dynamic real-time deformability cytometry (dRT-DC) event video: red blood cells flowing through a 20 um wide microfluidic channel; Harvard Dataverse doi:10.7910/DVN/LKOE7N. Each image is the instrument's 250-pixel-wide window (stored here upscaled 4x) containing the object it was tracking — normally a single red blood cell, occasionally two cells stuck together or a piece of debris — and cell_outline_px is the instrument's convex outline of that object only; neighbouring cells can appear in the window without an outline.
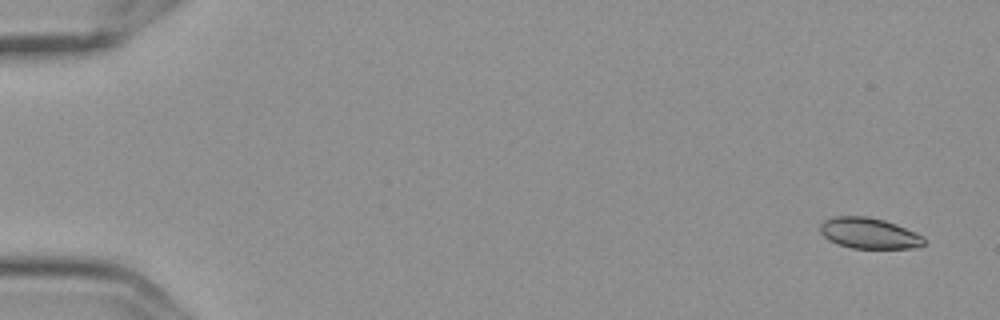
{"species": "Egyptian fruit bat (a non-hibernating species)", "species_latin": "Rousettus aegyptiacus", "temperature_condition": "cold", "stored_images_in_passage": 10, "camera_frame_rate_fps": 3000, "um_per_image_px": 0.085, "frame": {"image": 1, "passage_image": 1, "time_ms": 0.0, "image_size_px": [1000, 320], "cell_outline_px": [[924, 244], [920, 248], [852, 248], [828, 240], [820, 232], [820, 224], [824, 220], [832, 216], [868, 216], [884, 220], [896, 224], [916, 232], [924, 236]], "centroid_in_image_um": [73.88, 19.82], "position_along_channel_um": 11.1, "area_um2": 18.79}}
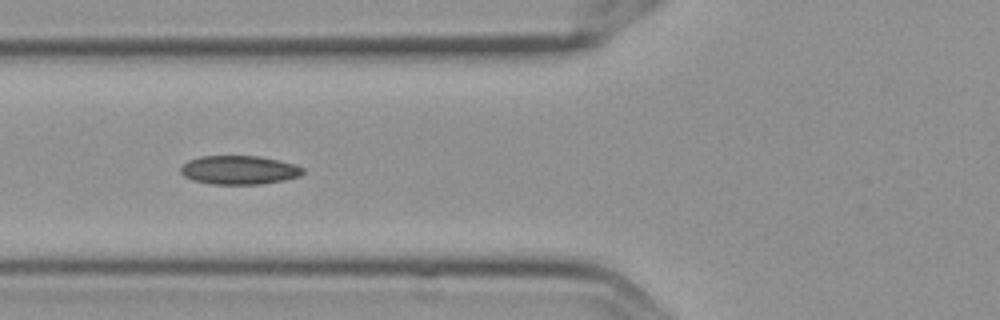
{"frame": {"image": 2, "passage_image": 7, "time_ms": 2.0, "image_size_px": [1000, 320], "cell_outline_px": [[304, 172], [300, 176], [284, 180], [260, 184], [212, 184], [192, 180], [184, 176], [180, 172], [180, 168], [188, 160], [200, 156], [260, 156], [292, 164], [304, 168]], "centroid_in_image_um": [20.3, 14.45], "position_along_channel_um": 105.5, "area_um2": 20.4}}
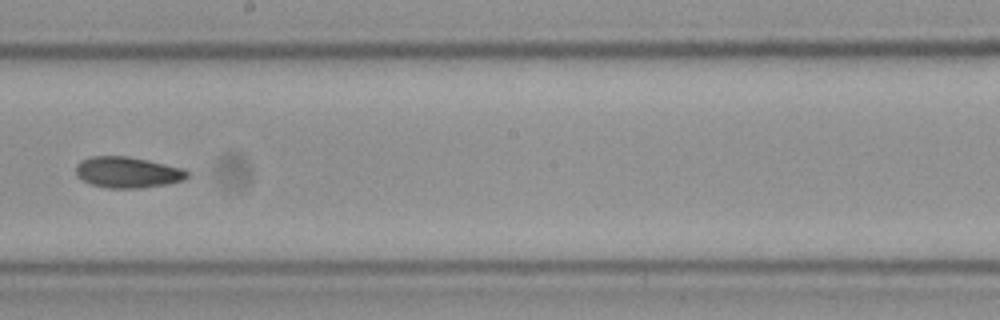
{"frame": {"image": 3, "passage_image": 10, "time_ms": 3.0, "image_size_px": [1000, 320], "cell_outline_px": [[188, 176], [184, 180], [168, 184], [140, 188], [108, 188], [92, 184], [76, 176], [76, 164], [80, 160], [92, 156], [128, 156], [148, 160], [184, 168], [188, 172]], "centroid_in_image_um": [10.85, 14.64], "position_along_channel_um": 237.3, "area_um2": 20.23}}